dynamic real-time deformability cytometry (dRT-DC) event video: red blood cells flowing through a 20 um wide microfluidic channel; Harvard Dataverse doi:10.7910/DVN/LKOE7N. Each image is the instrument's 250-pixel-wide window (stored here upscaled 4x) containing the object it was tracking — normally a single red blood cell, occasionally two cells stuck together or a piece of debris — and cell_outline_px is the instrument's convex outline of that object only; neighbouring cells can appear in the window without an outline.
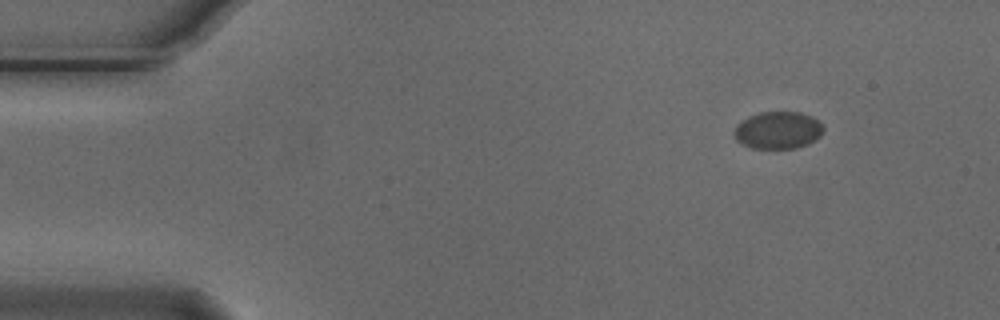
{"species": "Egyptian fruit bat (a non-hibernating species)", "species_latin": "Rousettus aegyptiacus", "temperature_condition": "cold", "stored_images_in_passage": 7, "camera_frame_rate_fps": 3000, "um_per_image_px": 0.085, "animal": {"sex": "male"}, "frame": {"image": 1, "passage_image": 1, "time_ms": 0.0, "image_size_px": [1000, 320], "cell_outline_px": [[824, 128], [820, 136], [808, 144], [796, 148], [752, 148], [736, 140], [732, 132], [736, 124], [748, 116], [760, 112], [800, 112], [812, 116]], "centroid_in_image_um": [66.09, 11.06], "position_along_channel_um": 18.9, "area_um2": 19.42}}
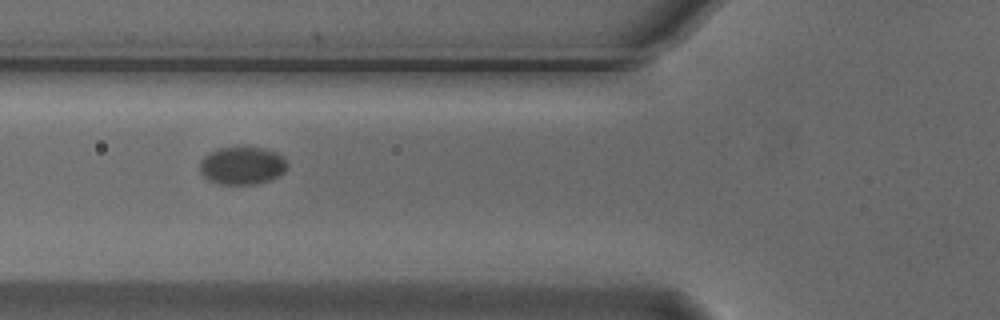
{"frame": {"image": 2, "passage_image": 5, "time_ms": 1.333, "image_size_px": [1000, 320], "cell_outline_px": [[288, 164], [284, 172], [268, 180], [256, 184], [220, 184], [208, 180], [200, 172], [200, 160], [208, 152], [220, 148], [264, 148], [276, 152]], "centroid_in_image_um": [20.54, 14.08], "position_along_channel_um": 105.3, "area_um2": 19.02}}
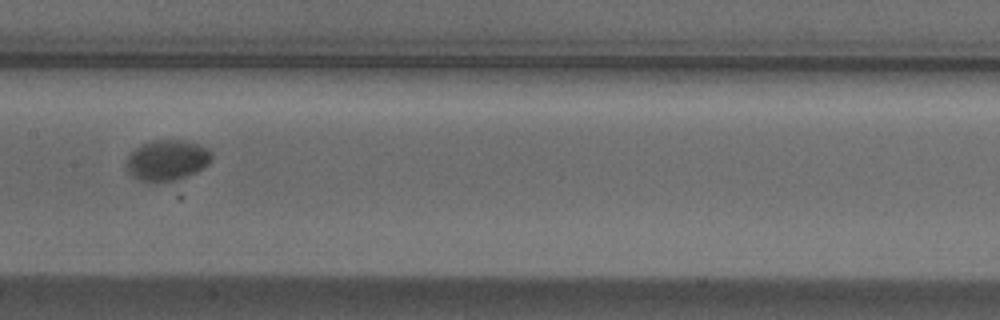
{"frame": {"image": 3, "passage_image": 7, "time_ms": 2.0, "image_size_px": [1000, 320], "cell_outline_px": [[212, 160], [208, 164], [196, 172], [176, 180], [140, 180], [132, 176], [128, 172], [128, 156], [140, 144], [156, 140], [180, 140], [200, 144], [208, 148], [212, 152]], "centroid_in_image_um": [14.25, 13.59], "position_along_channel_um": 193.2, "area_um2": 19.83}}